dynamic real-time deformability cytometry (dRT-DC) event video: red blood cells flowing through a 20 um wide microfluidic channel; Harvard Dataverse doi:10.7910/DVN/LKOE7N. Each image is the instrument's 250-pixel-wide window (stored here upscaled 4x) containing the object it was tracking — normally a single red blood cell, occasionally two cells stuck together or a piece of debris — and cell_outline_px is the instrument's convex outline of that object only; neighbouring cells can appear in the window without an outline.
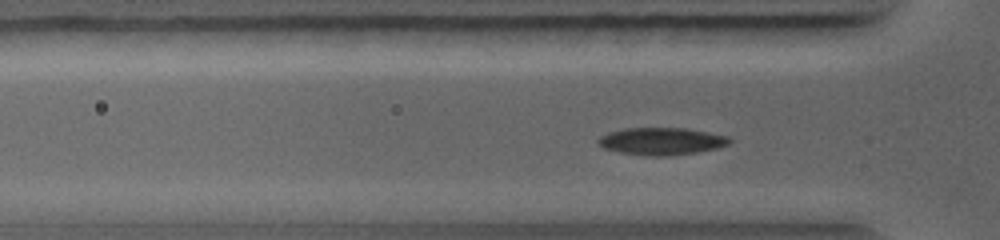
{"species": "common noctule bat (a hibernating species)", "species_latin": "Nyctalus noctula", "temperature_condition": "warm", "stored_images_in_passage": 32, "camera_frame_rate_fps": 5000, "um_per_image_px": 0.085, "animal": {"sex": "female", "body_mass_g": 19.0, "forearm_length_mm": 56.7}, "frame": {"image": 1, "passage_image": 12, "time_ms": 2.6, "image_size_px": [1000, 240], "cell_outline_px": [[732, 140], [728, 144], [716, 148], [696, 152], [668, 156], [652, 156], [620, 152], [604, 148], [596, 140], [600, 136], [608, 132], [624, 128], [684, 128], [728, 136]], "centroid_in_image_um": [56.21, 12.0], "position_along_channel_um": 69.6, "area_um2": 20.69}}
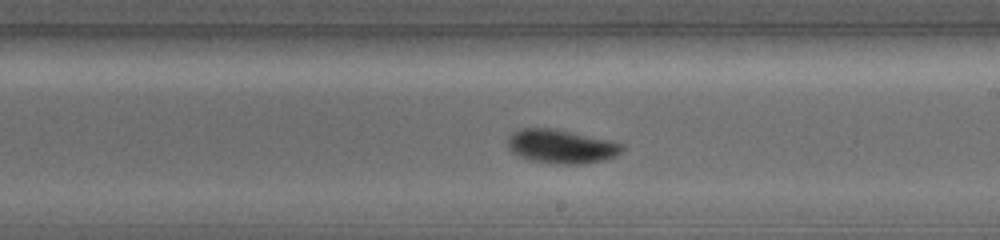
{"frame": {"image": 2, "passage_image": 21, "time_ms": 6.0, "image_size_px": [1000, 240], "cell_outline_px": [[624, 148], [620, 152], [604, 160], [584, 164], [556, 164], [532, 160], [520, 156], [512, 152], [508, 148], [508, 140], [512, 132], [520, 128], [552, 128], [612, 140], [624, 144]], "centroid_in_image_um": [47.71, 12.44], "position_along_channel_um": 241.3, "area_um2": 22.54}}
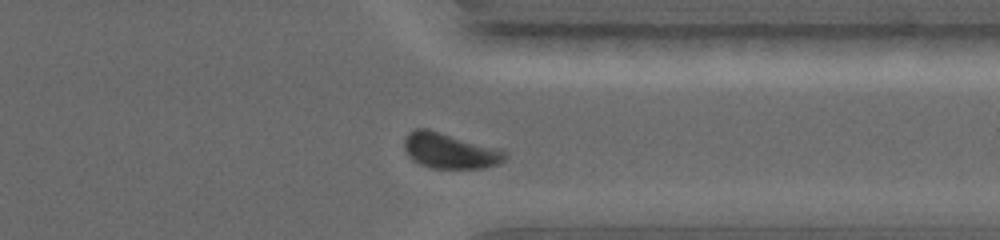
{"frame": {"image": 3, "passage_image": 29, "time_ms": 8.6, "image_size_px": [1000, 240], "cell_outline_px": [[508, 156], [500, 164], [484, 168], [432, 168], [420, 164], [412, 160], [408, 156], [404, 148], [404, 140], [408, 132], [416, 128], [428, 128], [504, 148], [508, 152]], "centroid_in_image_um": [38.31, 12.79], "position_along_channel_um": 373.1, "area_um2": 21.62}}